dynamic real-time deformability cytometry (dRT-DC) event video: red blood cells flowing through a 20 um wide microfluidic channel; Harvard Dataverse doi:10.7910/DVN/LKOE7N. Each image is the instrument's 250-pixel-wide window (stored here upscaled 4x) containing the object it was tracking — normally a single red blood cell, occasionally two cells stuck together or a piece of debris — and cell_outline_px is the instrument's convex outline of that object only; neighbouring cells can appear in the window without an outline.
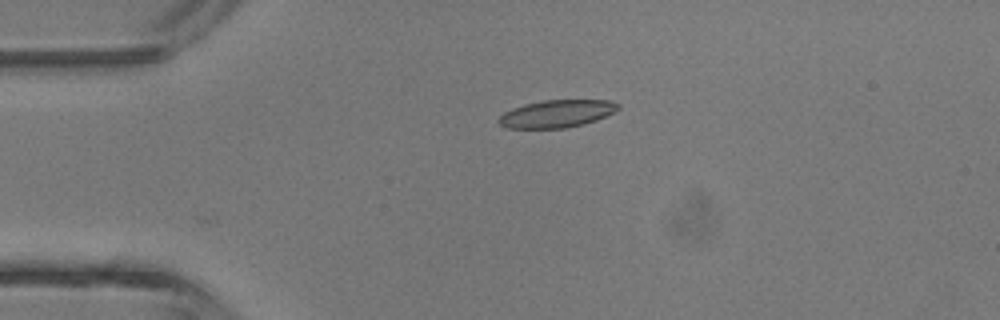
{"species": "common noctule bat (a hibernating species)", "species_latin": "Nyctalus noctula", "temperature_condition": "room temperature", "stored_images_in_passage": 3, "camera_frame_rate_fps": 3000, "um_per_image_px": 0.085, "animal": {"sex": "male", "body_mass_g": 13.3}, "frame": {"image": 1, "passage_image": 3, "time_ms": 2.333, "image_size_px": [1000, 320], "cell_outline_px": [[620, 108], [616, 112], [596, 120], [584, 124], [564, 128], [508, 128], [500, 124], [496, 120], [504, 112], [512, 108], [524, 104], [544, 100], [608, 100], [620, 104]], "centroid_in_image_um": [47.34, 9.66], "position_along_channel_um": 37.7, "area_um2": 19.25}}